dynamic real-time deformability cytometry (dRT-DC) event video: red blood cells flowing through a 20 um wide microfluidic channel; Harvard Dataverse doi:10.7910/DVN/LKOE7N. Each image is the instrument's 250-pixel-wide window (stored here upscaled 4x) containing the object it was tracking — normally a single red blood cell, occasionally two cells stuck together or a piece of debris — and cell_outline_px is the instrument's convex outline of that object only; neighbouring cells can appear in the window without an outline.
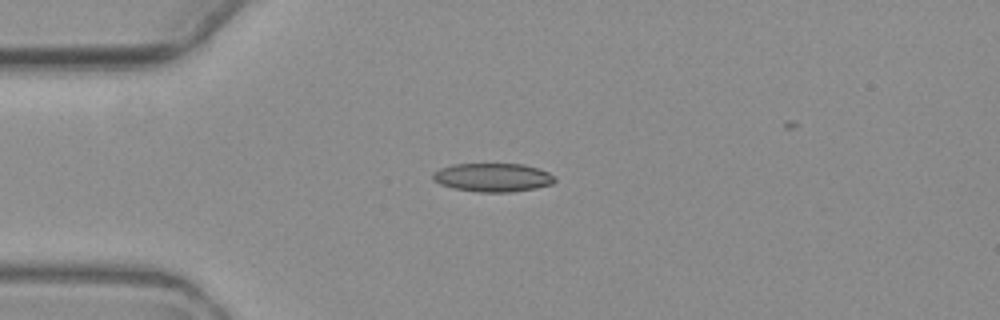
{"species": "common noctule bat (a hibernating species)", "species_latin": "Nyctalus noctula", "temperature_condition": "warm", "stored_images_in_passage": 5, "camera_frame_rate_fps": 3000, "um_per_image_px": 0.085, "animal": {"sex": "female", "body_mass_g": 19.3, "forearm_length_mm": 54.1}, "frame": {"image": 1, "passage_image": 4, "time_ms": 3.333, "image_size_px": [1000, 320], "cell_outline_px": [[556, 180], [552, 184], [536, 188], [512, 192], [480, 192], [452, 188], [440, 184], [432, 180], [432, 172], [440, 168], [452, 164], [524, 164], [540, 168], [548, 172]], "centroid_in_image_um": [41.86, 15.08], "position_along_channel_um": 43.1, "area_um2": 20.46}}